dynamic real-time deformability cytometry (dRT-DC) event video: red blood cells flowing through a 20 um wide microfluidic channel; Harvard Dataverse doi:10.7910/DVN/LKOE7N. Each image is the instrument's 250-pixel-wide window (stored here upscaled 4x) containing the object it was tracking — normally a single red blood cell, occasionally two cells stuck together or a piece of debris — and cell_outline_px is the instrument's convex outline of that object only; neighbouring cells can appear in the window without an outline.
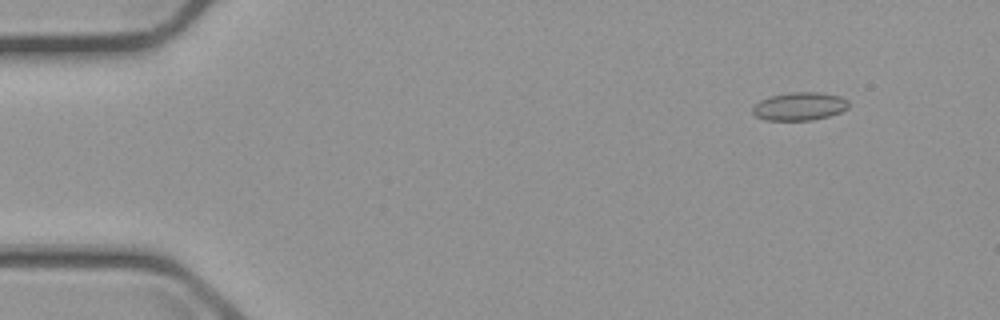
{"species": "common noctule bat (a hibernating species)", "species_latin": "Nyctalus noctula", "temperature_condition": "cold", "stored_images_in_passage": 4, "camera_frame_rate_fps": 3000, "um_per_image_px": 0.085, "animal": {"sex": "male", "body_mass_g": 23.1, "forearm_length_mm": 52.7}, "frame": {"image": 1, "passage_image": 1, "time_ms": 0.0, "image_size_px": [1000, 320], "cell_outline_px": [[848, 108], [840, 112], [828, 116], [812, 120], [764, 120], [756, 116], [752, 112], [752, 108], [760, 100], [772, 96], [792, 92], [816, 92], [840, 96], [848, 100]], "centroid_in_image_um": [67.96, 9.04], "position_along_channel_um": 17.0, "area_um2": 15.61}}